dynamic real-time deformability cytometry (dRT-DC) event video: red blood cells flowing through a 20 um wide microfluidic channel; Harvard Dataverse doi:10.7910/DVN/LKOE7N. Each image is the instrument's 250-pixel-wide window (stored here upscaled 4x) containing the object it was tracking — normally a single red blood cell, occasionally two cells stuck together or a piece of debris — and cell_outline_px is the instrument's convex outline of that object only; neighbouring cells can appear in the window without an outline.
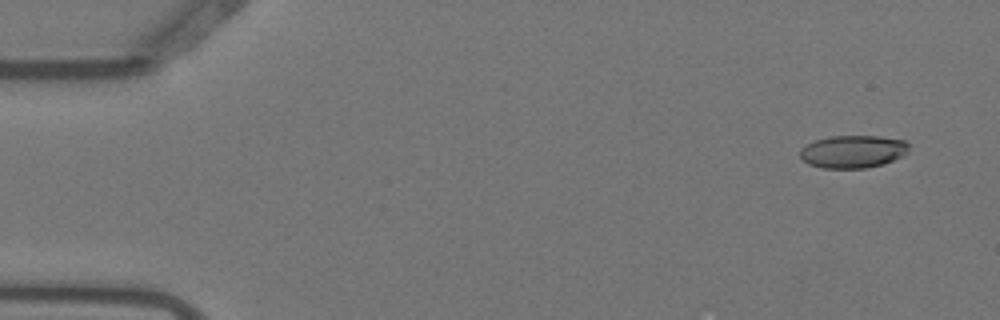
{"species": "Egyptian fruit bat (a non-hibernating species)", "species_latin": "Rousettus aegyptiacus", "temperature_condition": "warm", "stored_images_in_passage": 7, "camera_frame_rate_fps": 3000, "um_per_image_px": 0.085, "animal": {"sex": "female"}, "frame": {"image": 1, "passage_image": 1, "time_ms": 0.0, "image_size_px": [1000, 320], "cell_outline_px": [[908, 152], [884, 164], [864, 168], [820, 168], [808, 164], [800, 156], [800, 148], [816, 140], [832, 136], [880, 136], [904, 140], [908, 144]], "centroid_in_image_um": [72.49, 12.88], "position_along_channel_um": 12.5, "area_um2": 20.63}}
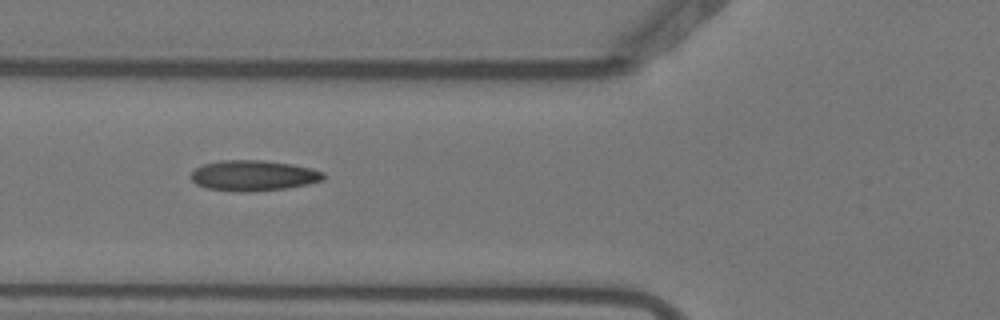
{"frame": {"image": 2, "passage_image": 6, "time_ms": 1.667, "image_size_px": [1000, 320], "cell_outline_px": [[324, 180], [308, 184], [288, 188], [252, 192], [236, 192], [208, 188], [196, 184], [192, 180], [192, 172], [196, 168], [204, 164], [220, 160], [264, 160], [292, 164], [312, 168], [324, 172]], "centroid_in_image_um": [21.57, 14.93], "position_along_channel_um": 104.2, "area_um2": 23.76}}
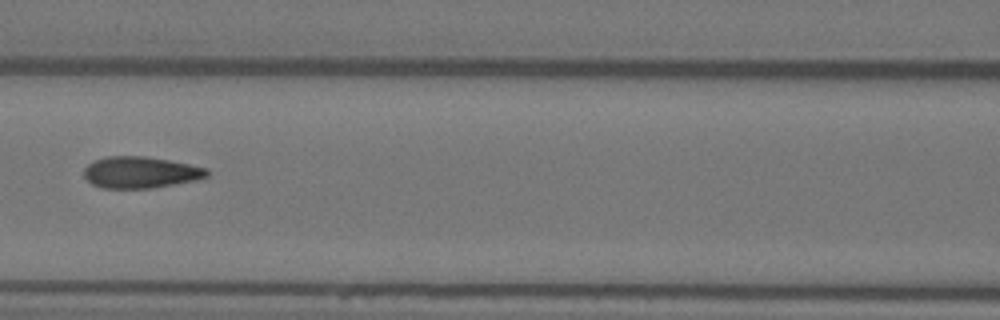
{"frame": {"image": 3, "passage_image": 7, "time_ms": 2.0, "image_size_px": [1000, 320], "cell_outline_px": [[208, 176], [196, 180], [148, 188], [100, 188], [92, 184], [84, 176], [84, 168], [88, 164], [96, 160], [108, 156], [144, 156], [168, 160], [208, 168]], "centroid_in_image_um": [11.92, 14.65], "position_along_channel_um": 154.7, "area_um2": 22.37}}